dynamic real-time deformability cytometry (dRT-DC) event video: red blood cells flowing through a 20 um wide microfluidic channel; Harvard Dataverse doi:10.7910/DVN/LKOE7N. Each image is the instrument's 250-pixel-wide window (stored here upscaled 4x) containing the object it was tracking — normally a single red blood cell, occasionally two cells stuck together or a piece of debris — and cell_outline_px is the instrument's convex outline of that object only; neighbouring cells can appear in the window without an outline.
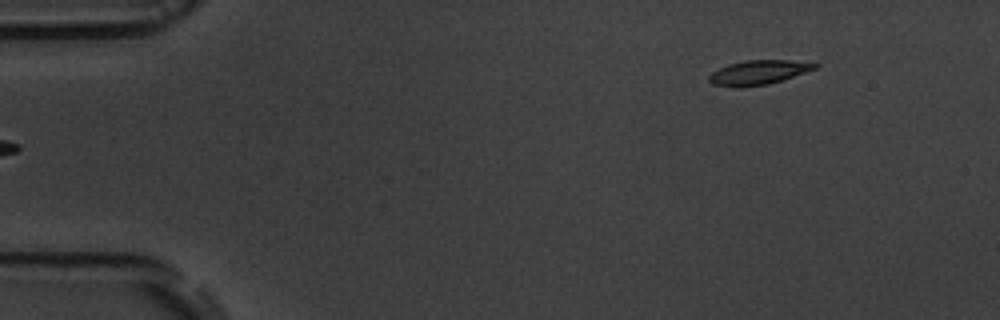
{"species": "common noctule bat (a hibernating species)", "species_latin": "Nyctalus noctula", "temperature_condition": "room temperature", "stored_images_in_passage": 5, "segment_of_instrument_passage": [2, 2], "camera_frame_rate_fps": 3000, "um_per_image_px": 0.085, "animal": {"sex": "male", "body_mass_g": 19.5, "forearm_length_mm": 54.6}, "frame": {"image": 1, "passage_image": 5, "time_ms": 5.333, "image_size_px": [1000, 320], "cell_outline_px": [[820, 64], [816, 68], [768, 84], [712, 84], [708, 80], [708, 76], [712, 72], [728, 64], [744, 60], [788, 60]], "centroid_in_image_um": [64.49, 6.09], "position_along_channel_um": 20.5, "area_um2": 14.05}}